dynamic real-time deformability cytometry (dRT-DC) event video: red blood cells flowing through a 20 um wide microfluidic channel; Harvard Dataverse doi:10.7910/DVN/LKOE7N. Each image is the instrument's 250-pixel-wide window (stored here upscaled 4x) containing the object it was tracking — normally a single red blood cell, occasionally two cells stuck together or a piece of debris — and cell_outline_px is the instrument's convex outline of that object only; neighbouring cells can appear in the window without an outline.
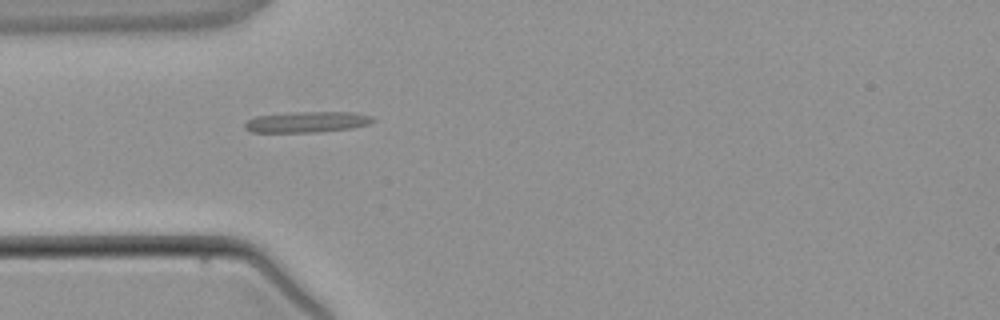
{"species": "common noctule bat (a hibernating species)", "species_latin": "Nyctalus noctula", "temperature_condition": "warm", "stored_images_in_passage": 1, "camera_frame_rate_fps": 3000, "um_per_image_px": 0.085, "animal": {"sex": "male", "body_mass_g": 21.5, "forearm_length_mm": 52.0}, "frame": {"image": 1, "passage_image": 1, "time_ms": 0.0, "image_size_px": [1000, 320], "cell_outline_px": [[376, 120], [368, 124], [352, 128], [320, 132], [252, 132], [244, 128], [244, 124], [248, 120], [256, 116], [296, 112], [352, 112], [372, 116]], "centroid_in_image_um": [26.11, 10.37], "position_along_channel_um": 58.9, "area_um2": 15.55}}